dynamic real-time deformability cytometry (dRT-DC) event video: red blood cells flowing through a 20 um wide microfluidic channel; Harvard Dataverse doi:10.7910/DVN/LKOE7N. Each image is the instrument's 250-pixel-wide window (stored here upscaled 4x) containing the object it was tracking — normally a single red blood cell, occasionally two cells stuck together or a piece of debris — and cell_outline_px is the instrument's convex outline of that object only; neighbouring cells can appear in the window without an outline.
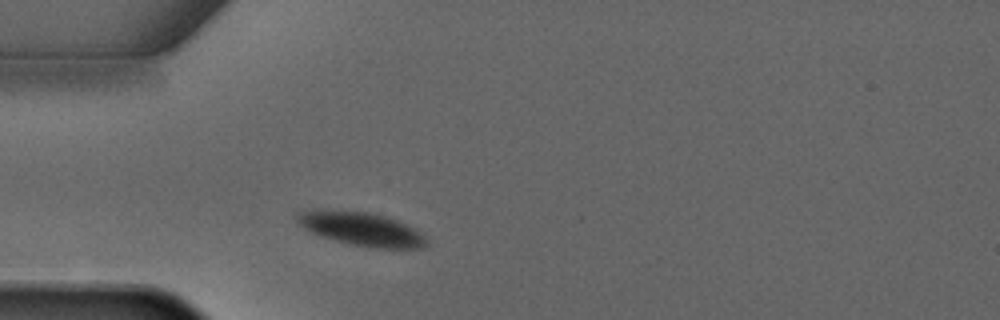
{"species": "common noctule bat (a hibernating species)", "species_latin": "Nyctalus noctula", "temperature_condition": "warm", "stored_images_in_passage": 1, "camera_frame_rate_fps": 3000, "um_per_image_px": 0.085, "animal": {"sex": "male", "forearm_length_mm": 52.5}, "frame": {"image": 1, "passage_image": 1, "time_ms": 0.0, "image_size_px": [1000, 320], "cell_outline_px": [[428, 244], [424, 248], [372, 248], [352, 244], [320, 236], [304, 228], [296, 220], [296, 212], [312, 208], [316, 208], [368, 212], [384, 216], [396, 220], [412, 228], [424, 236]], "centroid_in_image_um": [30.64, 19.44], "position_along_channel_um": 54.4, "area_um2": 25.32}}